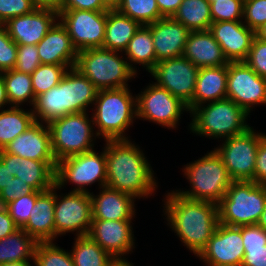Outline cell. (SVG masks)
Segmentation results:
<instances>
[{"instance_id":"48","label":"cell","mask_w":266,"mask_h":266,"mask_svg":"<svg viewBox=\"0 0 266 266\" xmlns=\"http://www.w3.org/2000/svg\"><path fill=\"white\" fill-rule=\"evenodd\" d=\"M254 182L266 185V135L261 139L256 154Z\"/></svg>"},{"instance_id":"40","label":"cell","mask_w":266,"mask_h":266,"mask_svg":"<svg viewBox=\"0 0 266 266\" xmlns=\"http://www.w3.org/2000/svg\"><path fill=\"white\" fill-rule=\"evenodd\" d=\"M42 193L40 191H34L33 193L24 194L4 206L19 228H22L29 220L30 211Z\"/></svg>"},{"instance_id":"22","label":"cell","mask_w":266,"mask_h":266,"mask_svg":"<svg viewBox=\"0 0 266 266\" xmlns=\"http://www.w3.org/2000/svg\"><path fill=\"white\" fill-rule=\"evenodd\" d=\"M151 29L156 61L181 57L190 31L172 17L147 25Z\"/></svg>"},{"instance_id":"29","label":"cell","mask_w":266,"mask_h":266,"mask_svg":"<svg viewBox=\"0 0 266 266\" xmlns=\"http://www.w3.org/2000/svg\"><path fill=\"white\" fill-rule=\"evenodd\" d=\"M141 24L115 10L107 11L103 48L123 52Z\"/></svg>"},{"instance_id":"39","label":"cell","mask_w":266,"mask_h":266,"mask_svg":"<svg viewBox=\"0 0 266 266\" xmlns=\"http://www.w3.org/2000/svg\"><path fill=\"white\" fill-rule=\"evenodd\" d=\"M33 262L35 266H74L71 253L56 246L53 241L38 242Z\"/></svg>"},{"instance_id":"27","label":"cell","mask_w":266,"mask_h":266,"mask_svg":"<svg viewBox=\"0 0 266 266\" xmlns=\"http://www.w3.org/2000/svg\"><path fill=\"white\" fill-rule=\"evenodd\" d=\"M59 84L63 88L65 109L70 114L87 112L90 104H94L98 89L76 68H69Z\"/></svg>"},{"instance_id":"55","label":"cell","mask_w":266,"mask_h":266,"mask_svg":"<svg viewBox=\"0 0 266 266\" xmlns=\"http://www.w3.org/2000/svg\"><path fill=\"white\" fill-rule=\"evenodd\" d=\"M107 266H133V263H130L124 258H113V260Z\"/></svg>"},{"instance_id":"44","label":"cell","mask_w":266,"mask_h":266,"mask_svg":"<svg viewBox=\"0 0 266 266\" xmlns=\"http://www.w3.org/2000/svg\"><path fill=\"white\" fill-rule=\"evenodd\" d=\"M41 64L36 45H17L15 70L32 74Z\"/></svg>"},{"instance_id":"10","label":"cell","mask_w":266,"mask_h":266,"mask_svg":"<svg viewBox=\"0 0 266 266\" xmlns=\"http://www.w3.org/2000/svg\"><path fill=\"white\" fill-rule=\"evenodd\" d=\"M101 154L95 150L60 160L55 169V186L59 189L66 183L77 185L71 192L90 193L85 186L96 181L99 188L106 186L107 165L105 147Z\"/></svg>"},{"instance_id":"9","label":"cell","mask_w":266,"mask_h":266,"mask_svg":"<svg viewBox=\"0 0 266 266\" xmlns=\"http://www.w3.org/2000/svg\"><path fill=\"white\" fill-rule=\"evenodd\" d=\"M87 112L71 113L49 122L51 147L56 161L94 150L93 120Z\"/></svg>"},{"instance_id":"52","label":"cell","mask_w":266,"mask_h":266,"mask_svg":"<svg viewBox=\"0 0 266 266\" xmlns=\"http://www.w3.org/2000/svg\"><path fill=\"white\" fill-rule=\"evenodd\" d=\"M183 0H156L163 17H173Z\"/></svg>"},{"instance_id":"51","label":"cell","mask_w":266,"mask_h":266,"mask_svg":"<svg viewBox=\"0 0 266 266\" xmlns=\"http://www.w3.org/2000/svg\"><path fill=\"white\" fill-rule=\"evenodd\" d=\"M18 229L19 227L9 215L8 210L4 206H0V240L14 233Z\"/></svg>"},{"instance_id":"19","label":"cell","mask_w":266,"mask_h":266,"mask_svg":"<svg viewBox=\"0 0 266 266\" xmlns=\"http://www.w3.org/2000/svg\"><path fill=\"white\" fill-rule=\"evenodd\" d=\"M132 220H93L88 236L113 258H124L135 245Z\"/></svg>"},{"instance_id":"25","label":"cell","mask_w":266,"mask_h":266,"mask_svg":"<svg viewBox=\"0 0 266 266\" xmlns=\"http://www.w3.org/2000/svg\"><path fill=\"white\" fill-rule=\"evenodd\" d=\"M182 56L198 68L230 63L209 30L190 32Z\"/></svg>"},{"instance_id":"36","label":"cell","mask_w":266,"mask_h":266,"mask_svg":"<svg viewBox=\"0 0 266 266\" xmlns=\"http://www.w3.org/2000/svg\"><path fill=\"white\" fill-rule=\"evenodd\" d=\"M70 251L74 266H107L113 257L87 236L75 237Z\"/></svg>"},{"instance_id":"30","label":"cell","mask_w":266,"mask_h":266,"mask_svg":"<svg viewBox=\"0 0 266 266\" xmlns=\"http://www.w3.org/2000/svg\"><path fill=\"white\" fill-rule=\"evenodd\" d=\"M124 53L127 56L125 59L136 73V67H133L134 63L141 64L148 72L154 67L157 63L155 47L153 45L151 29L147 25L140 26L129 41Z\"/></svg>"},{"instance_id":"35","label":"cell","mask_w":266,"mask_h":266,"mask_svg":"<svg viewBox=\"0 0 266 266\" xmlns=\"http://www.w3.org/2000/svg\"><path fill=\"white\" fill-rule=\"evenodd\" d=\"M10 106L20 107L29 102L33 107L35 95L31 74L21 73L15 69L2 72Z\"/></svg>"},{"instance_id":"11","label":"cell","mask_w":266,"mask_h":266,"mask_svg":"<svg viewBox=\"0 0 266 266\" xmlns=\"http://www.w3.org/2000/svg\"><path fill=\"white\" fill-rule=\"evenodd\" d=\"M264 136L252 127L243 134L223 139L224 143L214 149L233 181H254L256 154Z\"/></svg>"},{"instance_id":"58","label":"cell","mask_w":266,"mask_h":266,"mask_svg":"<svg viewBox=\"0 0 266 266\" xmlns=\"http://www.w3.org/2000/svg\"><path fill=\"white\" fill-rule=\"evenodd\" d=\"M257 225L262 227L264 230H266V203L264 206V211L262 212Z\"/></svg>"},{"instance_id":"1","label":"cell","mask_w":266,"mask_h":266,"mask_svg":"<svg viewBox=\"0 0 266 266\" xmlns=\"http://www.w3.org/2000/svg\"><path fill=\"white\" fill-rule=\"evenodd\" d=\"M106 186L135 199L152 196L157 188L154 171L138 145L130 140H106Z\"/></svg>"},{"instance_id":"56","label":"cell","mask_w":266,"mask_h":266,"mask_svg":"<svg viewBox=\"0 0 266 266\" xmlns=\"http://www.w3.org/2000/svg\"><path fill=\"white\" fill-rule=\"evenodd\" d=\"M109 10H115L122 0H101Z\"/></svg>"},{"instance_id":"3","label":"cell","mask_w":266,"mask_h":266,"mask_svg":"<svg viewBox=\"0 0 266 266\" xmlns=\"http://www.w3.org/2000/svg\"><path fill=\"white\" fill-rule=\"evenodd\" d=\"M57 162H44L0 154V206L34 191L45 192L55 186Z\"/></svg>"},{"instance_id":"42","label":"cell","mask_w":266,"mask_h":266,"mask_svg":"<svg viewBox=\"0 0 266 266\" xmlns=\"http://www.w3.org/2000/svg\"><path fill=\"white\" fill-rule=\"evenodd\" d=\"M243 20L255 32L261 28L266 23V0H244Z\"/></svg>"},{"instance_id":"12","label":"cell","mask_w":266,"mask_h":266,"mask_svg":"<svg viewBox=\"0 0 266 266\" xmlns=\"http://www.w3.org/2000/svg\"><path fill=\"white\" fill-rule=\"evenodd\" d=\"M58 19L67 29L77 51L103 47L107 11L61 9Z\"/></svg>"},{"instance_id":"23","label":"cell","mask_w":266,"mask_h":266,"mask_svg":"<svg viewBox=\"0 0 266 266\" xmlns=\"http://www.w3.org/2000/svg\"><path fill=\"white\" fill-rule=\"evenodd\" d=\"M36 45L41 64L75 66L78 51L72 44L65 26L57 20Z\"/></svg>"},{"instance_id":"60","label":"cell","mask_w":266,"mask_h":266,"mask_svg":"<svg viewBox=\"0 0 266 266\" xmlns=\"http://www.w3.org/2000/svg\"><path fill=\"white\" fill-rule=\"evenodd\" d=\"M208 1H209V3H212L214 1H223V0H208Z\"/></svg>"},{"instance_id":"4","label":"cell","mask_w":266,"mask_h":266,"mask_svg":"<svg viewBox=\"0 0 266 266\" xmlns=\"http://www.w3.org/2000/svg\"><path fill=\"white\" fill-rule=\"evenodd\" d=\"M92 115L93 125L98 128L96 137L106 140H129L125 130L137 118L136 96L128 87L98 90Z\"/></svg>"},{"instance_id":"53","label":"cell","mask_w":266,"mask_h":266,"mask_svg":"<svg viewBox=\"0 0 266 266\" xmlns=\"http://www.w3.org/2000/svg\"><path fill=\"white\" fill-rule=\"evenodd\" d=\"M63 1L64 0H33L37 8H49L58 12L62 9Z\"/></svg>"},{"instance_id":"34","label":"cell","mask_w":266,"mask_h":266,"mask_svg":"<svg viewBox=\"0 0 266 266\" xmlns=\"http://www.w3.org/2000/svg\"><path fill=\"white\" fill-rule=\"evenodd\" d=\"M35 121L48 124L70 114L64 106L63 88L60 84L36 97L33 108Z\"/></svg>"},{"instance_id":"45","label":"cell","mask_w":266,"mask_h":266,"mask_svg":"<svg viewBox=\"0 0 266 266\" xmlns=\"http://www.w3.org/2000/svg\"><path fill=\"white\" fill-rule=\"evenodd\" d=\"M36 8L33 0H0V23L4 24L8 19L28 14Z\"/></svg>"},{"instance_id":"6","label":"cell","mask_w":266,"mask_h":266,"mask_svg":"<svg viewBox=\"0 0 266 266\" xmlns=\"http://www.w3.org/2000/svg\"><path fill=\"white\" fill-rule=\"evenodd\" d=\"M117 51L103 47L78 51L74 68L98 90L128 87L127 81L137 74Z\"/></svg>"},{"instance_id":"18","label":"cell","mask_w":266,"mask_h":266,"mask_svg":"<svg viewBox=\"0 0 266 266\" xmlns=\"http://www.w3.org/2000/svg\"><path fill=\"white\" fill-rule=\"evenodd\" d=\"M58 20V11L36 8L28 14L8 19L3 25L17 45H37Z\"/></svg>"},{"instance_id":"17","label":"cell","mask_w":266,"mask_h":266,"mask_svg":"<svg viewBox=\"0 0 266 266\" xmlns=\"http://www.w3.org/2000/svg\"><path fill=\"white\" fill-rule=\"evenodd\" d=\"M241 226L219 223L206 247L197 256L206 266H241L244 258Z\"/></svg>"},{"instance_id":"2","label":"cell","mask_w":266,"mask_h":266,"mask_svg":"<svg viewBox=\"0 0 266 266\" xmlns=\"http://www.w3.org/2000/svg\"><path fill=\"white\" fill-rule=\"evenodd\" d=\"M165 197L164 210L170 228L198 256L219 225L218 204L191 200L174 190Z\"/></svg>"},{"instance_id":"41","label":"cell","mask_w":266,"mask_h":266,"mask_svg":"<svg viewBox=\"0 0 266 266\" xmlns=\"http://www.w3.org/2000/svg\"><path fill=\"white\" fill-rule=\"evenodd\" d=\"M244 0H223L210 3L212 23L243 21Z\"/></svg>"},{"instance_id":"54","label":"cell","mask_w":266,"mask_h":266,"mask_svg":"<svg viewBox=\"0 0 266 266\" xmlns=\"http://www.w3.org/2000/svg\"><path fill=\"white\" fill-rule=\"evenodd\" d=\"M6 104L9 105V100L7 97V92H6V87H5L3 75H2V73H0V110H3V106Z\"/></svg>"},{"instance_id":"33","label":"cell","mask_w":266,"mask_h":266,"mask_svg":"<svg viewBox=\"0 0 266 266\" xmlns=\"http://www.w3.org/2000/svg\"><path fill=\"white\" fill-rule=\"evenodd\" d=\"M190 32L209 30L212 24L208 0H183L172 17Z\"/></svg>"},{"instance_id":"59","label":"cell","mask_w":266,"mask_h":266,"mask_svg":"<svg viewBox=\"0 0 266 266\" xmlns=\"http://www.w3.org/2000/svg\"><path fill=\"white\" fill-rule=\"evenodd\" d=\"M0 266H33L32 264H30L29 260L26 261H19V262H9L6 264H2Z\"/></svg>"},{"instance_id":"50","label":"cell","mask_w":266,"mask_h":266,"mask_svg":"<svg viewBox=\"0 0 266 266\" xmlns=\"http://www.w3.org/2000/svg\"><path fill=\"white\" fill-rule=\"evenodd\" d=\"M241 266H266V245L256 248H244Z\"/></svg>"},{"instance_id":"8","label":"cell","mask_w":266,"mask_h":266,"mask_svg":"<svg viewBox=\"0 0 266 266\" xmlns=\"http://www.w3.org/2000/svg\"><path fill=\"white\" fill-rule=\"evenodd\" d=\"M266 203V185L233 181L218 203L219 223L227 226L256 225Z\"/></svg>"},{"instance_id":"38","label":"cell","mask_w":266,"mask_h":266,"mask_svg":"<svg viewBox=\"0 0 266 266\" xmlns=\"http://www.w3.org/2000/svg\"><path fill=\"white\" fill-rule=\"evenodd\" d=\"M69 68L68 65L40 64L31 74L35 98L57 86Z\"/></svg>"},{"instance_id":"13","label":"cell","mask_w":266,"mask_h":266,"mask_svg":"<svg viewBox=\"0 0 266 266\" xmlns=\"http://www.w3.org/2000/svg\"><path fill=\"white\" fill-rule=\"evenodd\" d=\"M136 96L137 119L152 121L161 126L176 128L187 105L168 90L152 82Z\"/></svg>"},{"instance_id":"32","label":"cell","mask_w":266,"mask_h":266,"mask_svg":"<svg viewBox=\"0 0 266 266\" xmlns=\"http://www.w3.org/2000/svg\"><path fill=\"white\" fill-rule=\"evenodd\" d=\"M35 122L32 109L10 106L0 112V146L4 149Z\"/></svg>"},{"instance_id":"47","label":"cell","mask_w":266,"mask_h":266,"mask_svg":"<svg viewBox=\"0 0 266 266\" xmlns=\"http://www.w3.org/2000/svg\"><path fill=\"white\" fill-rule=\"evenodd\" d=\"M244 248H256L266 245V230L256 225L241 226Z\"/></svg>"},{"instance_id":"14","label":"cell","mask_w":266,"mask_h":266,"mask_svg":"<svg viewBox=\"0 0 266 266\" xmlns=\"http://www.w3.org/2000/svg\"><path fill=\"white\" fill-rule=\"evenodd\" d=\"M198 71V67L181 56L157 62L149 73L156 80L154 84L188 105L194 96Z\"/></svg>"},{"instance_id":"16","label":"cell","mask_w":266,"mask_h":266,"mask_svg":"<svg viewBox=\"0 0 266 266\" xmlns=\"http://www.w3.org/2000/svg\"><path fill=\"white\" fill-rule=\"evenodd\" d=\"M227 98L248 114L257 104L266 105V78L260 77L244 61L228 64Z\"/></svg>"},{"instance_id":"28","label":"cell","mask_w":266,"mask_h":266,"mask_svg":"<svg viewBox=\"0 0 266 266\" xmlns=\"http://www.w3.org/2000/svg\"><path fill=\"white\" fill-rule=\"evenodd\" d=\"M228 65L199 68L189 112L200 105L227 98ZM208 101V102H207Z\"/></svg>"},{"instance_id":"46","label":"cell","mask_w":266,"mask_h":266,"mask_svg":"<svg viewBox=\"0 0 266 266\" xmlns=\"http://www.w3.org/2000/svg\"><path fill=\"white\" fill-rule=\"evenodd\" d=\"M244 62L260 77L266 78V42L255 37Z\"/></svg>"},{"instance_id":"20","label":"cell","mask_w":266,"mask_h":266,"mask_svg":"<svg viewBox=\"0 0 266 266\" xmlns=\"http://www.w3.org/2000/svg\"><path fill=\"white\" fill-rule=\"evenodd\" d=\"M209 31L229 62L245 61L256 37V32L243 21L215 22L210 25Z\"/></svg>"},{"instance_id":"5","label":"cell","mask_w":266,"mask_h":266,"mask_svg":"<svg viewBox=\"0 0 266 266\" xmlns=\"http://www.w3.org/2000/svg\"><path fill=\"white\" fill-rule=\"evenodd\" d=\"M189 113L193 116L190 130L200 136L223 140L251 128L246 122L250 114L228 98L200 105Z\"/></svg>"},{"instance_id":"43","label":"cell","mask_w":266,"mask_h":266,"mask_svg":"<svg viewBox=\"0 0 266 266\" xmlns=\"http://www.w3.org/2000/svg\"><path fill=\"white\" fill-rule=\"evenodd\" d=\"M17 44L8 35L3 24L0 25V73L15 68Z\"/></svg>"},{"instance_id":"21","label":"cell","mask_w":266,"mask_h":266,"mask_svg":"<svg viewBox=\"0 0 266 266\" xmlns=\"http://www.w3.org/2000/svg\"><path fill=\"white\" fill-rule=\"evenodd\" d=\"M35 121L31 126L10 142L3 150L20 158L44 162H57L51 147L48 125Z\"/></svg>"},{"instance_id":"26","label":"cell","mask_w":266,"mask_h":266,"mask_svg":"<svg viewBox=\"0 0 266 266\" xmlns=\"http://www.w3.org/2000/svg\"><path fill=\"white\" fill-rule=\"evenodd\" d=\"M56 189L58 188L54 186L37 198L34 207L30 211L29 220L22 227L37 242H48L55 239L54 211Z\"/></svg>"},{"instance_id":"15","label":"cell","mask_w":266,"mask_h":266,"mask_svg":"<svg viewBox=\"0 0 266 266\" xmlns=\"http://www.w3.org/2000/svg\"><path fill=\"white\" fill-rule=\"evenodd\" d=\"M92 221V205L89 193L70 191L64 196L56 193L54 211L55 238L75 231L76 237L87 236Z\"/></svg>"},{"instance_id":"31","label":"cell","mask_w":266,"mask_h":266,"mask_svg":"<svg viewBox=\"0 0 266 266\" xmlns=\"http://www.w3.org/2000/svg\"><path fill=\"white\" fill-rule=\"evenodd\" d=\"M38 242L19 228L14 233L0 240V265L34 260V253Z\"/></svg>"},{"instance_id":"37","label":"cell","mask_w":266,"mask_h":266,"mask_svg":"<svg viewBox=\"0 0 266 266\" xmlns=\"http://www.w3.org/2000/svg\"><path fill=\"white\" fill-rule=\"evenodd\" d=\"M116 10L141 25H148L164 18L156 0H122Z\"/></svg>"},{"instance_id":"7","label":"cell","mask_w":266,"mask_h":266,"mask_svg":"<svg viewBox=\"0 0 266 266\" xmlns=\"http://www.w3.org/2000/svg\"><path fill=\"white\" fill-rule=\"evenodd\" d=\"M184 167V175L189 180L192 189L175 192L191 200L218 204L233 182L215 150Z\"/></svg>"},{"instance_id":"24","label":"cell","mask_w":266,"mask_h":266,"mask_svg":"<svg viewBox=\"0 0 266 266\" xmlns=\"http://www.w3.org/2000/svg\"><path fill=\"white\" fill-rule=\"evenodd\" d=\"M100 189L96 196L89 193L93 220H132L135 217V198L132 195L108 186Z\"/></svg>"},{"instance_id":"57","label":"cell","mask_w":266,"mask_h":266,"mask_svg":"<svg viewBox=\"0 0 266 266\" xmlns=\"http://www.w3.org/2000/svg\"><path fill=\"white\" fill-rule=\"evenodd\" d=\"M256 37L266 42V23L256 31Z\"/></svg>"},{"instance_id":"49","label":"cell","mask_w":266,"mask_h":266,"mask_svg":"<svg viewBox=\"0 0 266 266\" xmlns=\"http://www.w3.org/2000/svg\"><path fill=\"white\" fill-rule=\"evenodd\" d=\"M62 9H79L90 11H108L101 0H64Z\"/></svg>"}]
</instances>
